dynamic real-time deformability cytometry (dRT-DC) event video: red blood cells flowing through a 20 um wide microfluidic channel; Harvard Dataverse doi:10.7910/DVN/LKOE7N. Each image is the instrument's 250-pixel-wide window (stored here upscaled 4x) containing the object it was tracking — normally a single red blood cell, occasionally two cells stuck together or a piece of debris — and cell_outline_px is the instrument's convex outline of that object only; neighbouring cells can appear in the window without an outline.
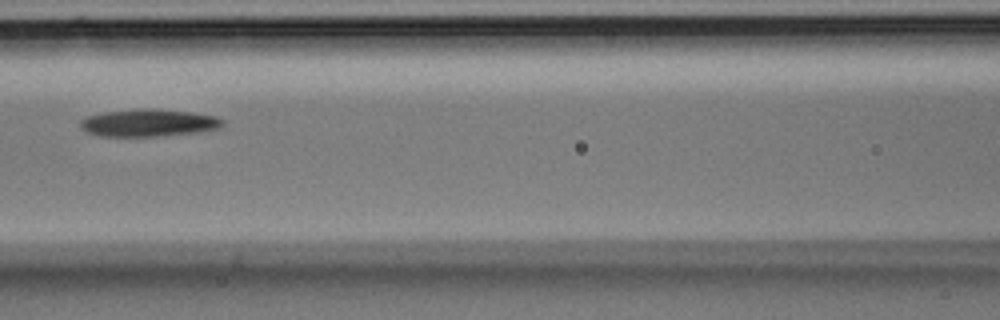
{"species": "Egyptian fruit bat (a non-hibernating species)", "species_latin": "Rousettus aegyptiacus", "temperature_condition": "room temperature", "stored_images_in_passage": 5, "camera_frame_rate_fps": 3000, "um_per_image_px": 0.085, "animal": {"sex": "male"}, "frame": {"image": 1, "passage_image": 5, "time_ms": 1.333, "image_size_px": [1000, 320], "cell_outline_px": [[224, 124], [216, 128], [196, 132], [160, 136], [100, 136], [88, 132], [80, 128], [80, 120], [88, 116], [104, 112], [192, 112], [212, 116], [224, 120]], "centroid_in_image_um": [12.59, 10.5], "position_along_channel_um": 154.0, "area_um2": 21.1}}